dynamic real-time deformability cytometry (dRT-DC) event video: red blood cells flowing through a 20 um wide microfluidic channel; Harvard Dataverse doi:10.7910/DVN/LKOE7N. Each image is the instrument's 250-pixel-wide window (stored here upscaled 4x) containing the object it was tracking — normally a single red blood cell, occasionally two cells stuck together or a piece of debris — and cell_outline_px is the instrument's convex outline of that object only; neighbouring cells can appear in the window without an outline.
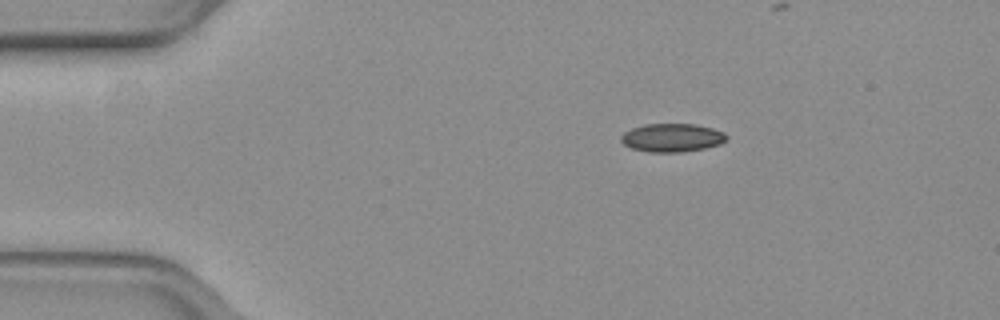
{"species": "common noctule bat (a hibernating species)", "species_latin": "Nyctalus noctula", "temperature_condition": "warm", "stored_images_in_passage": 34, "camera_frame_rate_fps": 3000, "um_per_image_px": 0.085, "animal": {"sex": "female", "body_mass_g": 19.3, "forearm_length_mm": 54.1}, "frame": {"image": 1, "passage_image": 1, "time_ms": 0.0, "image_size_px": [1000, 320], "cell_outline_px": [[728, 140], [720, 144], [704, 148], [680, 152], [648, 152], [632, 148], [624, 144], [620, 140], [620, 136], [624, 132], [632, 128], [644, 124], [696, 124], [712, 128], [724, 132], [728, 136]], "centroid_in_image_um": [57.13, 11.7], "position_along_channel_um": 27.9, "area_um2": 17.51}}
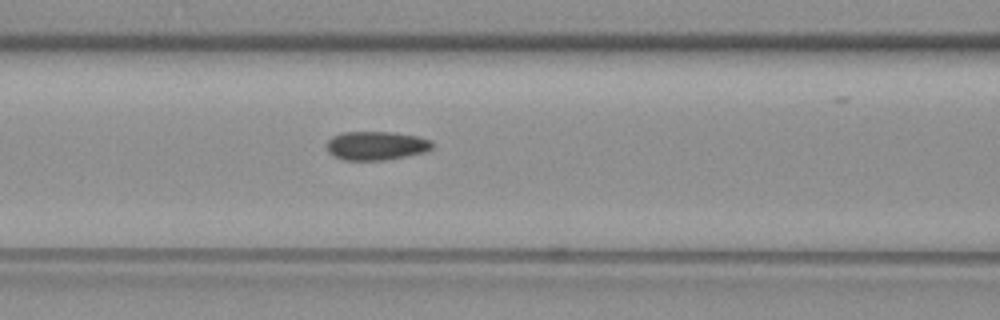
{"frame": {"image": 2, "passage_image": 14, "time_ms": 4.333, "image_size_px": [1000, 320], "cell_outline_px": [[432, 148], [424, 152], [384, 160], [344, 160], [332, 156], [328, 152], [328, 140], [332, 136], [340, 132], [392, 132], [416, 136], [432, 140]], "centroid_in_image_um": [31.94, 12.38], "position_along_channel_um": 134.7, "area_um2": 17.63}}
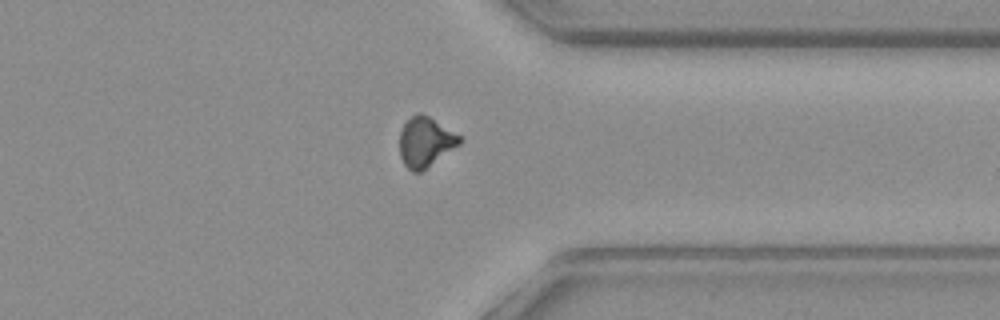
{"frame": {"image": 3, "passage_image": 33, "time_ms": 10.667, "image_size_px": [1000, 320], "cell_outline_px": [[464, 140], [460, 144], [420, 172], [412, 172], [404, 164], [400, 156], [400, 132], [404, 124], [416, 112], [420, 112], [428, 116], [460, 136]], "centroid_in_image_um": [36.15, 12.07], "position_along_channel_um": 375.3, "area_um2": 17.17}}